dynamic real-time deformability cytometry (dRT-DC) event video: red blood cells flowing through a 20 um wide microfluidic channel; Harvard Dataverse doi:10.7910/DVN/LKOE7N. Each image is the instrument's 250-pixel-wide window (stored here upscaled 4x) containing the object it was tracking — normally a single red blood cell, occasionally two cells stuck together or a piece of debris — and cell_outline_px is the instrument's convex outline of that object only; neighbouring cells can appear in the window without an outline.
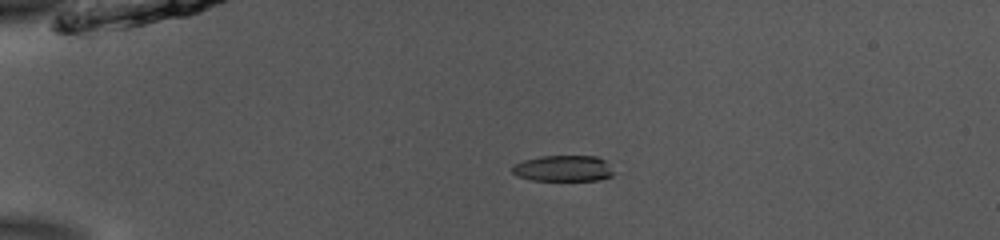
{"species": "common noctule bat (a hibernating species)", "species_latin": "Nyctalus noctula", "temperature_condition": "room temperature", "stored_images_in_passage": 41, "camera_frame_rate_fps": 3000, "um_per_image_px": 0.085, "animal": {"sex": "male", "body_mass_g": 13.0, "forearm_length_mm": 53.1}, "frame": {"image": 1, "passage_image": 1, "time_ms": 0.0, "image_size_px": [1000, 240], "cell_outline_px": [[612, 176], [600, 180], [532, 180], [516, 176], [512, 172], [512, 168], [516, 164], [524, 160], [540, 156], [596, 156], [604, 160], [612, 172]], "centroid_in_image_um": [47.85, 14.32], "position_along_channel_um": 37.1, "area_um2": 15.2}}
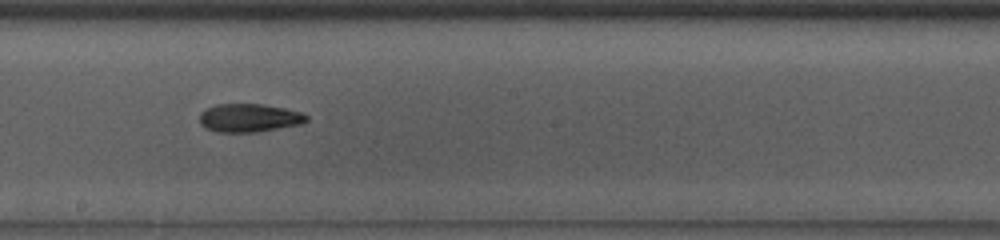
{"frame": {"image": 2, "passage_image": 19, "time_ms": 6.0, "image_size_px": [1000, 240], "cell_outline_px": [[308, 120], [300, 124], [256, 132], [216, 132], [204, 128], [200, 124], [200, 112], [216, 104], [260, 104], [284, 108], [300, 112], [308, 116]], "centroid_in_image_um": [21.14, 10.02], "position_along_channel_um": 227.1, "area_um2": 17.57}}
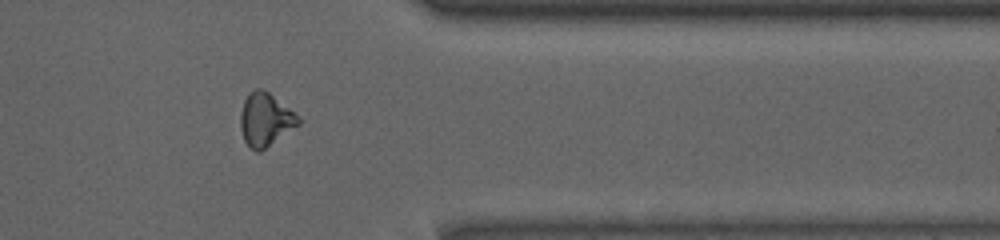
{"frame": {"image": 3, "passage_image": 32, "time_ms": 10.333, "image_size_px": [1000, 240], "cell_outline_px": [[300, 124], [260, 152], [256, 152], [244, 140], [240, 128], [240, 112], [244, 100], [256, 88], [260, 88], [268, 92], [300, 116]], "centroid_in_image_um": [22.56, 10.18], "position_along_channel_um": 388.8, "area_um2": 17.8}, "authors_computed_cell_mechanics": {"area_um2": 17.7446, "velocity_mm_per_s": 3.9051, "shape_relaxation_time_tau1_ms": 3.1315, "shape_relaxation_time_tau2_ms": 3.4778, "deformation_change_tau1": 0.1352, "deformation_change_tau2": 0.1207}}